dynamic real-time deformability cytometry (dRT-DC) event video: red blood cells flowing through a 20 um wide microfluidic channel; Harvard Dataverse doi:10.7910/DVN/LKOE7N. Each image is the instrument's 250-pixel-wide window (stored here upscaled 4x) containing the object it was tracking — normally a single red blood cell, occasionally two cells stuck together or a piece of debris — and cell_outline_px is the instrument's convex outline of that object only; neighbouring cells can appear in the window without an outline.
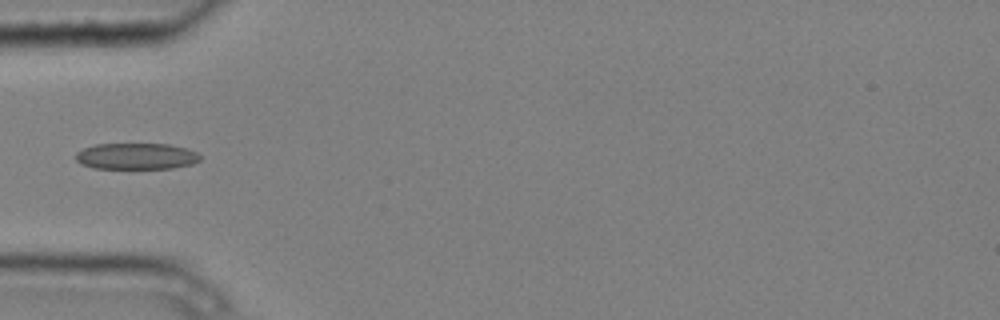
{"species": "common noctule bat (a hibernating species)", "species_latin": "Nyctalus noctula", "temperature_condition": "cold", "stored_images_in_passage": 5, "camera_frame_rate_fps": 3000, "um_per_image_px": 0.085, "animal": {"sex": "male", "body_mass_g": 20.4}, "frame": {"image": 1, "passage_image": 5, "time_ms": 1.333, "image_size_px": [1000, 320], "cell_outline_px": [[200, 160], [192, 164], [172, 168], [92, 168], [80, 164], [76, 160], [76, 152], [84, 148], [96, 144], [168, 144], [184, 148], [196, 152], [200, 156]], "centroid_in_image_um": [11.55, 13.28], "position_along_channel_um": 73.4, "area_um2": 18.96}}